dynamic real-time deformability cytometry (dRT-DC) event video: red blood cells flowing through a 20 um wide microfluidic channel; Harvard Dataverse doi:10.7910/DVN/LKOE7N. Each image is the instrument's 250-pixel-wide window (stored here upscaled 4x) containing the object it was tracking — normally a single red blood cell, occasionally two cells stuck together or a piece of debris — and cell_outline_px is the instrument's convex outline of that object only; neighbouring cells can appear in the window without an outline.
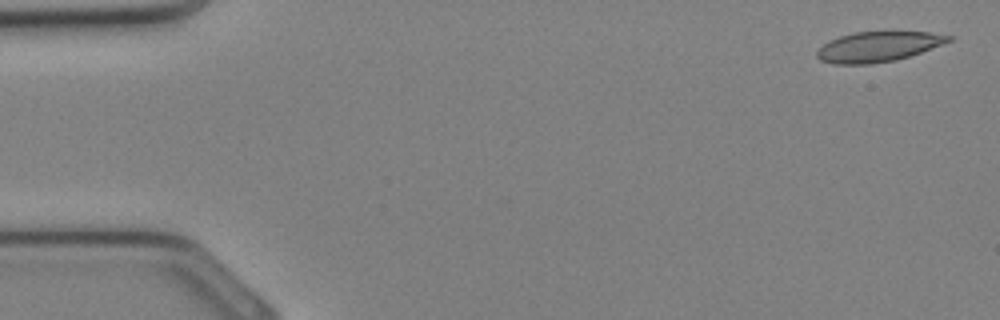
{"species": "Egyptian fruit bat (a non-hibernating species)", "species_latin": "Rousettus aegyptiacus", "temperature_condition": "cold", "stored_images_in_passage": 33, "camera_frame_rate_fps": 3000, "um_per_image_px": 0.085, "animal": {"sex": "female"}, "frame": {"image": 1, "passage_image": 1, "time_ms": 0.0, "image_size_px": [1000, 320], "cell_outline_px": [[956, 36], [952, 40], [920, 52], [896, 60], [868, 64], [832, 64], [820, 60], [816, 56], [816, 52], [824, 44], [840, 36], [856, 32], [928, 32]], "centroid_in_image_um": [74.64, 3.97], "position_along_channel_um": 10.4, "area_um2": 22.83}}
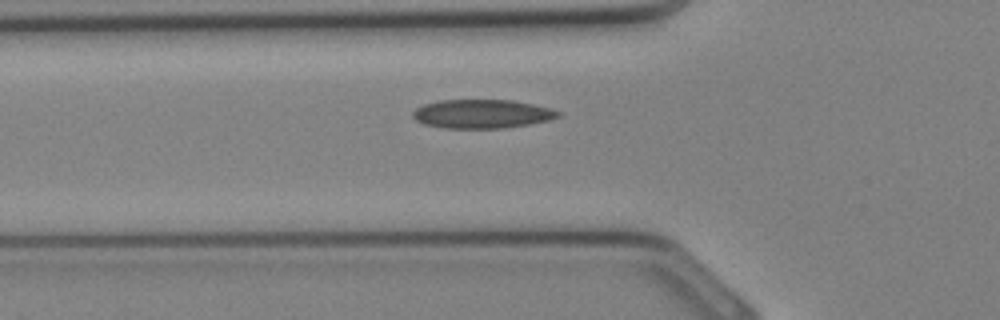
{"frame": {"image": 2, "passage_image": 11, "time_ms": 3.333, "image_size_px": [1000, 320], "cell_outline_px": [[560, 116], [548, 120], [528, 124], [504, 128], [444, 128], [424, 124], [416, 120], [412, 116], [412, 112], [416, 108], [424, 104], [440, 100], [512, 100], [532, 104], [548, 108], [560, 112]], "centroid_in_image_um": [40.93, 9.68], "position_along_channel_um": 84.9, "area_um2": 24.22}}
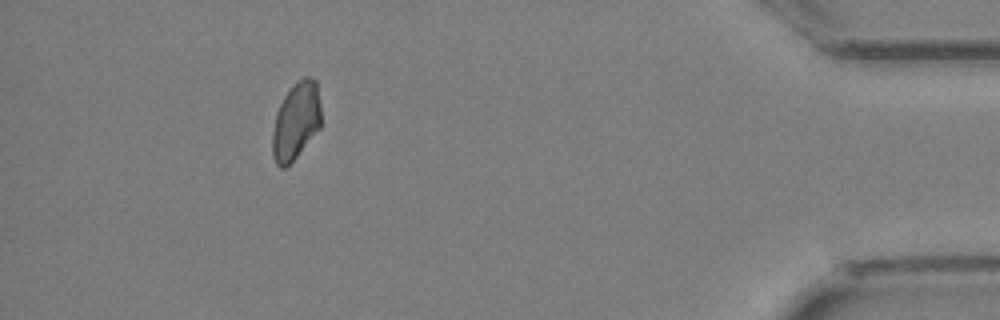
{"frame": {"image": 3, "passage_image": 30, "time_ms": 9.667, "image_size_px": [1000, 320], "cell_outline_px": [[320, 128], [296, 156], [284, 168], [280, 168], [276, 164], [272, 152], [272, 132], [276, 112], [284, 96], [292, 84], [304, 76], [308, 76], [316, 80], [320, 104]], "centroid_in_image_um": [25.15, 10.25], "position_along_channel_um": 410.1, "area_um2": 21.85}}